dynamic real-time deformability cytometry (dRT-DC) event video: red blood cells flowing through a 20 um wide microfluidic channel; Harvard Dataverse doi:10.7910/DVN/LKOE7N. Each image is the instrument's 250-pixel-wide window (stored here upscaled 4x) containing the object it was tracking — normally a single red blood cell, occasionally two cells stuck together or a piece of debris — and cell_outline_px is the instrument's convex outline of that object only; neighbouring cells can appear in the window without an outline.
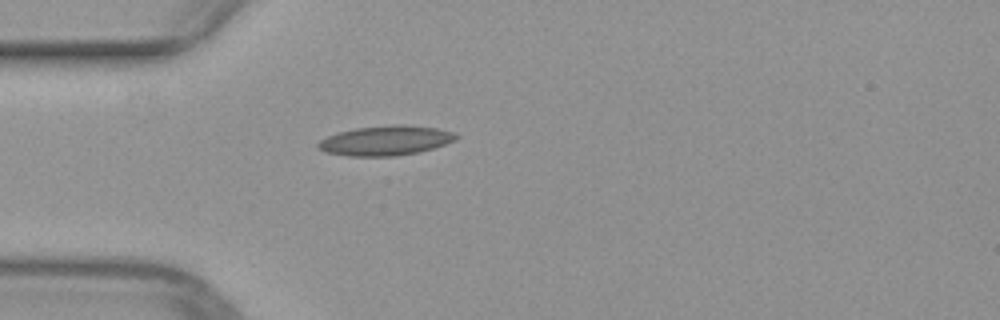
{"species": "common noctule bat (a hibernating species)", "species_latin": "Nyctalus noctula", "temperature_condition": "warm", "stored_images_in_passage": 37, "camera_frame_rate_fps": 3000, "um_per_image_px": 0.085, "animal": {"sex": "female", "body_mass_g": 29.2, "forearm_length_mm": 56.3}, "frame": {"image": 1, "passage_image": 1, "time_ms": 0.0, "image_size_px": [1000, 320], "cell_outline_px": [[460, 136], [456, 140], [420, 152], [396, 156], [348, 156], [324, 152], [316, 144], [320, 140], [328, 136], [340, 132], [356, 128], [396, 124], [404, 124], [436, 128], [452, 132]], "centroid_in_image_um": [32.79, 11.95], "position_along_channel_um": 52.2, "area_um2": 23.81}}
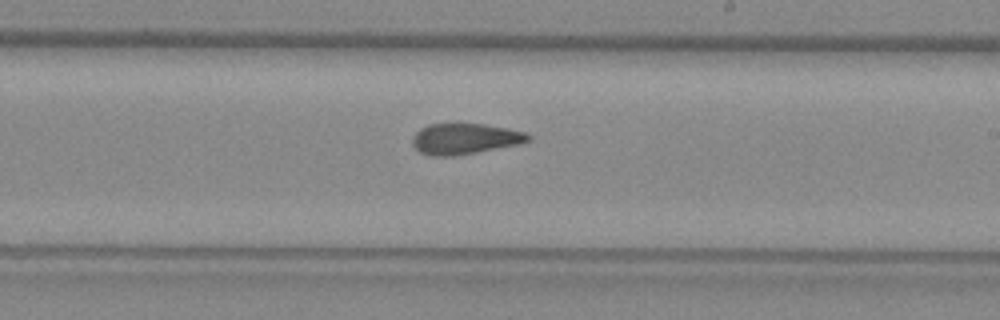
{"frame": {"image": 2, "passage_image": 16, "time_ms": 5.0, "image_size_px": [1000, 320], "cell_outline_px": [[532, 140], [516, 144], [456, 156], [432, 156], [420, 152], [412, 144], [412, 140], [416, 132], [420, 128], [428, 124], [484, 124], [508, 128], [524, 132], [532, 136]], "centroid_in_image_um": [39.5, 11.79], "position_along_channel_um": 249.5, "area_um2": 20.63}}
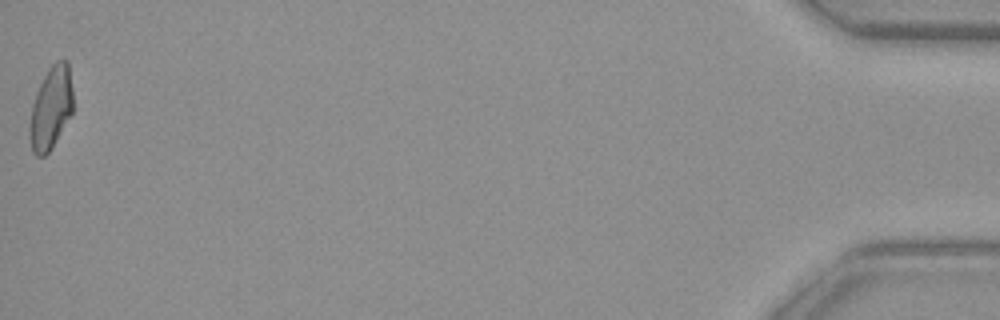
{"frame": {"image": 3, "passage_image": 37, "time_ms": 12.0, "image_size_px": [1000, 320], "cell_outline_px": [[72, 112], [52, 148], [44, 156], [36, 156], [32, 152], [28, 136], [28, 128], [32, 104], [36, 92], [48, 68], [56, 60], [68, 60], [72, 88]], "centroid_in_image_um": [4.3, 9.19], "position_along_channel_um": 430.9, "area_um2": 21.04}}